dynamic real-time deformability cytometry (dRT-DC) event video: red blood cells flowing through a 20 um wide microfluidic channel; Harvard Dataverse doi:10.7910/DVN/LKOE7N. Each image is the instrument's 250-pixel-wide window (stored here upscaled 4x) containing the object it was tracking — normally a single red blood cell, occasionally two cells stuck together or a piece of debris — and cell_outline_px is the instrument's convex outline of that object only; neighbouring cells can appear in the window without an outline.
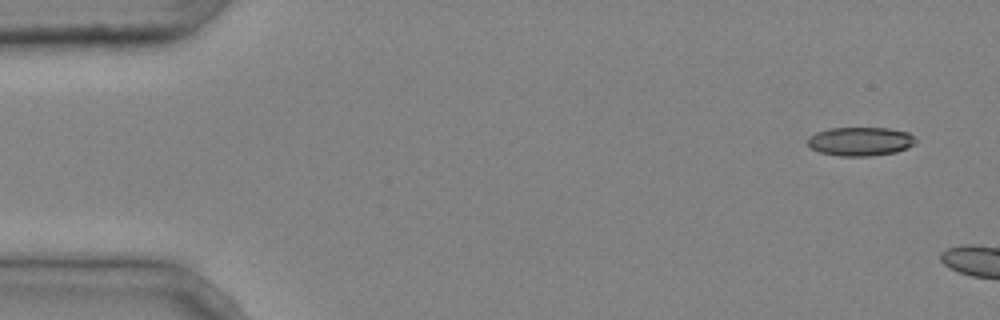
{"species": "common noctule bat (a hibernating species)", "species_latin": "Nyctalus noctula", "temperature_condition": "cold", "stored_images_in_passage": 2, "camera_frame_rate_fps": 3000, "um_per_image_px": 0.085, "animal": {"sex": "male", "body_mass_g": 20.4}, "frame": {"image": 1, "passage_image": 1, "time_ms": 0.0, "image_size_px": [1000, 320], "cell_outline_px": [[916, 140], [908, 148], [896, 152], [872, 156], [840, 156], [820, 152], [812, 148], [808, 144], [808, 136], [816, 132], [828, 128], [888, 128], [908, 132]], "centroid_in_image_um": [73.11, 12.02], "position_along_channel_um": 11.9, "area_um2": 18.09}}